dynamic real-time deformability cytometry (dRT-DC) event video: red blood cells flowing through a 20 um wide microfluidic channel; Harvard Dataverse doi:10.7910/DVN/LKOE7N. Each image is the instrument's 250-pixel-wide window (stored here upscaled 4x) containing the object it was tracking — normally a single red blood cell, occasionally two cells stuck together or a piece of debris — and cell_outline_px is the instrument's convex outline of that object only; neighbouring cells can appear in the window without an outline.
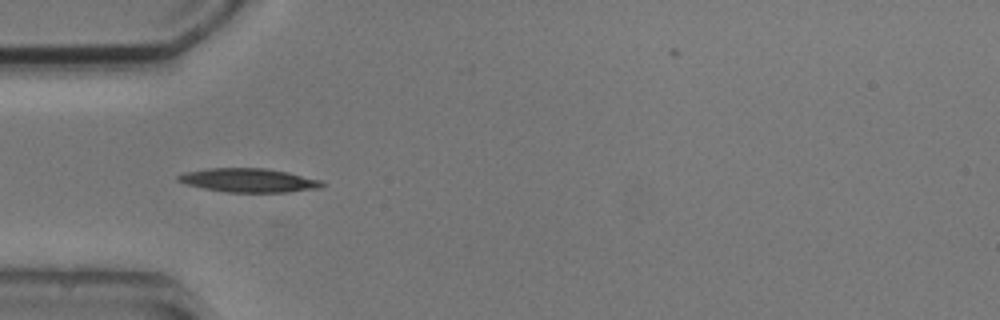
{"species": "common noctule bat (a hibernating species)", "species_latin": "Nyctalus noctula", "temperature_condition": "cold", "stored_images_in_passage": 3, "camera_frame_rate_fps": 3000, "um_per_image_px": 0.085, "animal": {"sex": "male", "body_mass_g": 20.5, "forearm_length_mm": 52.5}, "frame": {"image": 1, "passage_image": 1, "time_ms": 0.0, "image_size_px": [1000, 320], "cell_outline_px": [[328, 184], [320, 188], [288, 192], [228, 192], [204, 188], [184, 184], [176, 180], [176, 176], [184, 172], [208, 168], [264, 168], [288, 172], [320, 180]], "centroid_in_image_um": [21.13, 15.32], "position_along_channel_um": 63.9, "area_um2": 20.06}}